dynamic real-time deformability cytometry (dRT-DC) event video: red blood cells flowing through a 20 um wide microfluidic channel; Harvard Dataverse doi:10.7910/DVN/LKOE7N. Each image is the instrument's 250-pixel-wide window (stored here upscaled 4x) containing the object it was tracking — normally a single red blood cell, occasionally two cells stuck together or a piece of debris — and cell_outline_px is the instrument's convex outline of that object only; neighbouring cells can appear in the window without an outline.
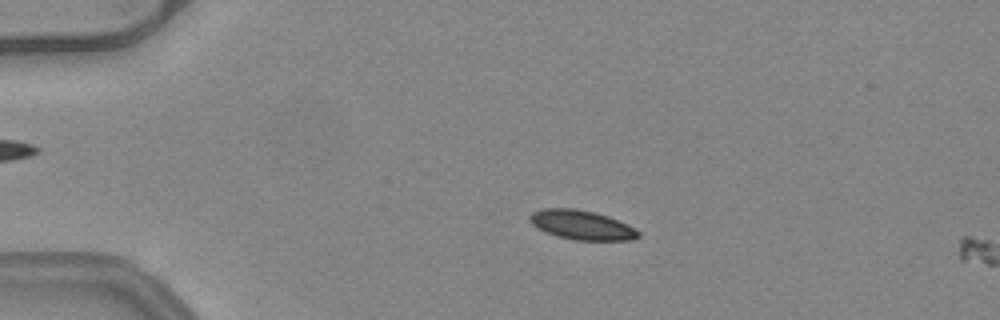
{"species": "common noctule bat (a hibernating species)", "species_latin": "Nyctalus noctula", "temperature_condition": "warm", "stored_images_in_passage": 16, "camera_frame_rate_fps": 3000, "um_per_image_px": 0.085, "animal": {"sex": "female", "body_mass_g": 24.6, "forearm_length_mm": 56.2}, "frame": {"image": 1, "passage_image": 12, "time_ms": 3.667, "image_size_px": [1000, 320], "cell_outline_px": [[640, 236], [632, 240], [572, 240], [556, 236], [536, 228], [528, 220], [528, 216], [532, 212], [544, 208], [576, 208], [596, 212], [608, 216], [640, 232]], "centroid_in_image_um": [49.37, 19.12], "position_along_channel_um": 35.6, "area_um2": 18.61}}